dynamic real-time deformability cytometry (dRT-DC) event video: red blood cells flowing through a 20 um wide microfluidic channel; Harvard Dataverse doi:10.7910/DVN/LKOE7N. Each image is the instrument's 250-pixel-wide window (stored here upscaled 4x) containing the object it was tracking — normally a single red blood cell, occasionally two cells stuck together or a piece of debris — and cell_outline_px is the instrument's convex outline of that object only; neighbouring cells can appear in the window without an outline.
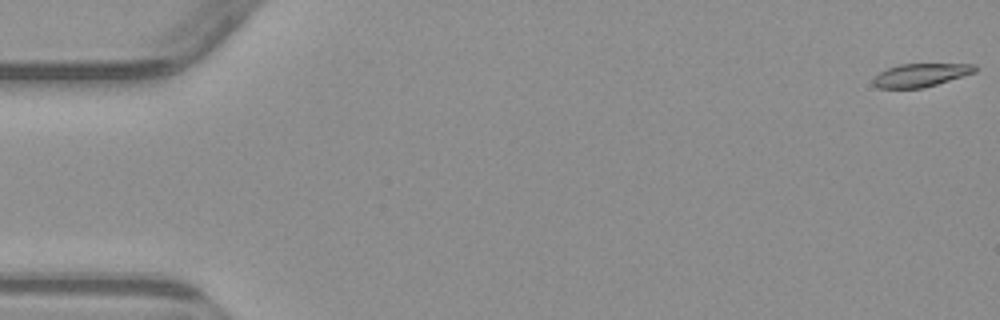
{"species": "common noctule bat (a hibernating species)", "species_latin": "Nyctalus noctula", "temperature_condition": "warm", "stored_images_in_passage": 5, "camera_frame_rate_fps": 3000, "um_per_image_px": 0.085, "animal": {"sex": "male", "body_mass_g": 23.1, "forearm_length_mm": 52.7}, "frame": {"image": 1, "passage_image": 1, "time_ms": 0.0, "image_size_px": [1000, 320], "cell_outline_px": [[980, 68], [976, 72], [924, 88], [880, 88], [872, 84], [872, 80], [880, 72], [888, 68], [900, 64], [976, 64]], "centroid_in_image_um": [78.3, 6.38], "position_along_channel_um": 6.7, "area_um2": 13.81}}